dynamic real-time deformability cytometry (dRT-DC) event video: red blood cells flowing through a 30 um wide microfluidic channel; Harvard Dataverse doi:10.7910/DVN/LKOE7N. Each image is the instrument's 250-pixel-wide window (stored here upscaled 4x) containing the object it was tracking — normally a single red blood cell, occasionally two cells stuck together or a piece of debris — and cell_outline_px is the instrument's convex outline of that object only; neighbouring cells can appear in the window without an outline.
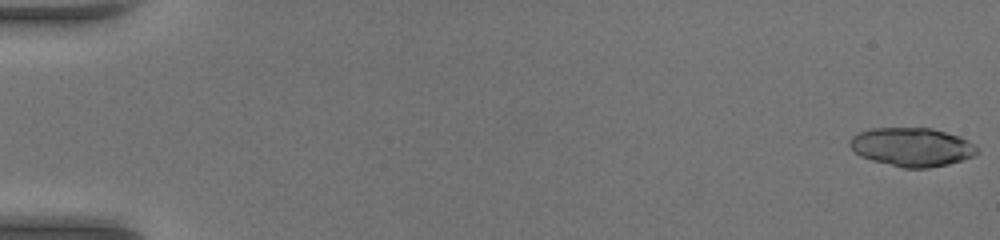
{"species": "common noctule bat (a hibernating species)", "species_latin": "Nyctalus noctula", "temperature_condition": "warm", "stored_images_in_passage": 37, "camera_frame_rate_fps": 3000, "um_per_image_px": 0.085, "animal": {"sex": "female", "body_mass_g": 17.0, "forearm_length_mm": 48.0}, "frame": {"image": 1, "passage_image": 1, "time_ms": 0.0, "image_size_px": [1000, 240], "cell_outline_px": [[976, 152], [972, 156], [948, 164], [928, 168], [904, 168], [872, 160], [860, 156], [848, 144], [848, 140], [852, 136], [860, 132], [872, 128], [932, 128], [960, 136], [968, 140], [976, 148]], "centroid_in_image_um": [77.47, 12.49], "position_along_channel_um": 7.5, "area_um2": 28.44}}
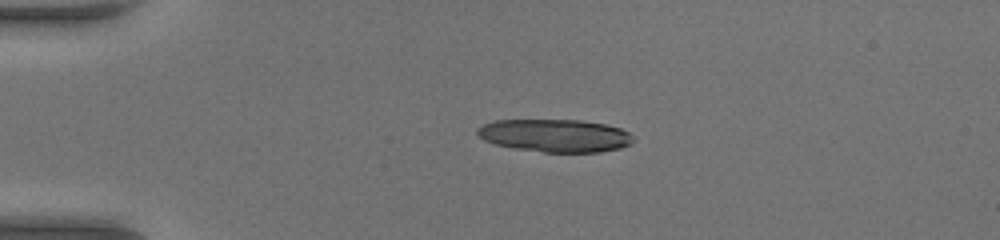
{"frame": {"image": 2, "passage_image": 12, "time_ms": 3.667, "image_size_px": [1000, 240], "cell_outline_px": [[636, 140], [620, 148], [600, 152], [544, 152], [516, 148], [496, 144], [484, 140], [476, 132], [476, 128], [484, 124], [496, 120], [580, 120], [604, 124], [620, 128], [628, 132]], "centroid_in_image_um": [47.19, 11.52], "position_along_channel_um": 37.8, "area_um2": 29.65}}
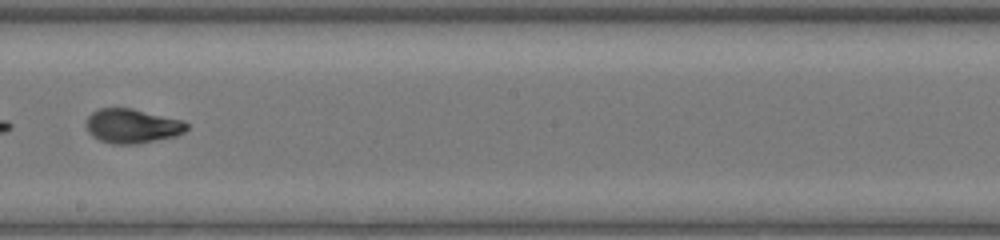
{"frame": {"image": 3, "passage_image": 29, "time_ms": 9.333, "image_size_px": [1000, 240], "cell_outline_px": [[188, 128], [184, 132], [176, 136], [136, 144], [112, 144], [100, 140], [92, 136], [88, 132], [84, 124], [88, 116], [92, 112], [100, 108], [132, 108], [184, 120], [188, 124]], "centroid_in_image_um": [11.23, 10.7], "position_along_channel_um": 237.0, "area_um2": 20.35}}